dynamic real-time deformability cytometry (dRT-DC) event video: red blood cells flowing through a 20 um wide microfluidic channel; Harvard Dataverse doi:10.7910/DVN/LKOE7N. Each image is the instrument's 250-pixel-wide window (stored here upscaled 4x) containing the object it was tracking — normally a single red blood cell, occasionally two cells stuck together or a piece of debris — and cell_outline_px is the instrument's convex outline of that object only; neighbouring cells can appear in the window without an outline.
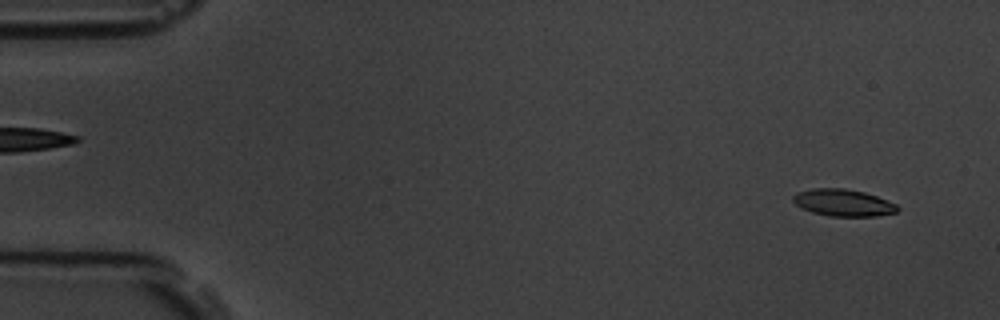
{"species": "common noctule bat (a hibernating species)", "species_latin": "Nyctalus noctula", "temperature_condition": "room temperature", "stored_images_in_passage": 2, "camera_frame_rate_fps": 3000, "um_per_image_px": 0.085, "animal": {"sex": "male", "body_mass_g": 19.5, "forearm_length_mm": 54.6}, "frame": {"image": 1, "passage_image": 2, "time_ms": 1.333, "image_size_px": [1000, 320], "cell_outline_px": [[900, 208], [896, 212], [876, 216], [828, 216], [812, 212], [796, 204], [792, 200], [792, 196], [796, 192], [812, 188], [844, 188], [864, 192], [876, 196], [896, 204]], "centroid_in_image_um": [71.66, 17.22], "position_along_channel_um": 13.3, "area_um2": 16.36}}